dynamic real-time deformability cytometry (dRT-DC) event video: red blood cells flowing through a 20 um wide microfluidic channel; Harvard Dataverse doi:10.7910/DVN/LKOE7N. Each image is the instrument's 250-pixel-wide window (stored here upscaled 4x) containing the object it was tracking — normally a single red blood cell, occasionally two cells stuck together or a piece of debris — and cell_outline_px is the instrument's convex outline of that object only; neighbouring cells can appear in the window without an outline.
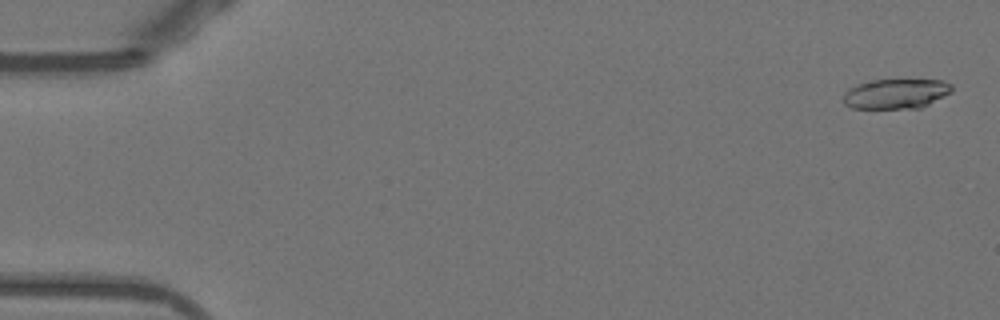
{"species": "Egyptian fruit bat (a non-hibernating species)", "species_latin": "Rousettus aegyptiacus", "temperature_condition": "warm", "stored_images_in_passage": 17, "camera_frame_rate_fps": 3000, "um_per_image_px": 0.085, "animal": {"sex": "female"}, "frame": {"image": 1, "passage_image": 2, "time_ms": 0.333, "image_size_px": [1000, 320], "cell_outline_px": [[952, 92], [920, 108], [852, 108], [844, 104], [844, 92], [848, 88], [856, 84], [872, 80], [944, 80], [952, 84]], "centroid_in_image_um": [76.15, 7.96], "position_along_channel_um": 8.9, "area_um2": 18.9}}
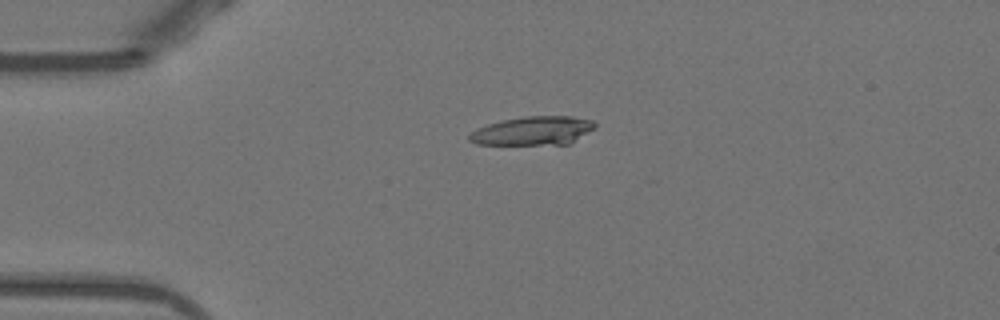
{"frame": {"image": 2, "passage_image": 13, "time_ms": 4.0, "image_size_px": [1000, 320], "cell_outline_px": [[596, 128], [568, 144], [476, 144], [468, 140], [468, 136], [476, 128], [488, 124], [504, 120], [524, 116], [572, 116], [592, 120], [596, 124]], "centroid_in_image_um": [45.32, 11.11], "position_along_channel_um": 39.7, "area_um2": 20.92}}